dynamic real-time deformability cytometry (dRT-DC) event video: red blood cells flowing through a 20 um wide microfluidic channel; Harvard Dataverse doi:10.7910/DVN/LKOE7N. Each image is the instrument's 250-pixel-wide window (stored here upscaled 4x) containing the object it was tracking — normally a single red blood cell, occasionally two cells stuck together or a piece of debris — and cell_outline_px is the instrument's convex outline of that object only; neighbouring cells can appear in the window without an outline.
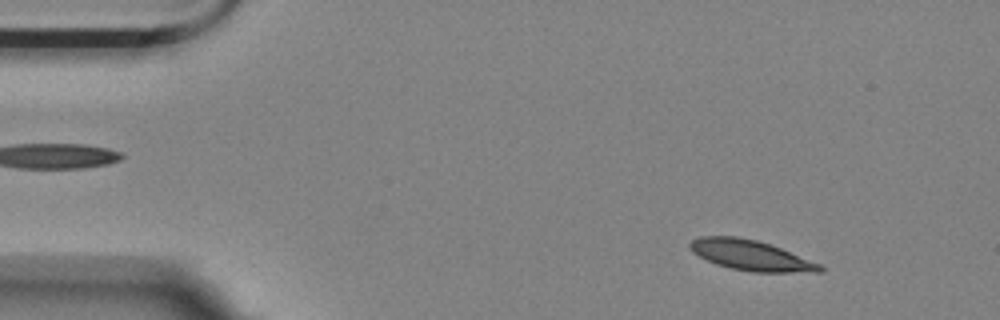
{"species": "Egyptian fruit bat (a non-hibernating species)", "species_latin": "Rousettus aegyptiacus", "temperature_condition": "room temperature", "stored_images_in_passage": 56, "camera_frame_rate_fps": 3000, "um_per_image_px": 0.085, "animal": {"sex": "female"}, "frame": {"image": 1, "passage_image": 6, "time_ms": 1.667, "image_size_px": [1000, 320], "cell_outline_px": [[824, 272], [752, 272], [732, 268], [716, 264], [692, 252], [688, 248], [688, 244], [692, 240], [700, 236], [736, 236], [756, 240], [780, 248], [820, 264], [824, 268]], "centroid_in_image_um": [63.79, 21.7], "position_along_channel_um": 21.2, "area_um2": 22.72}}
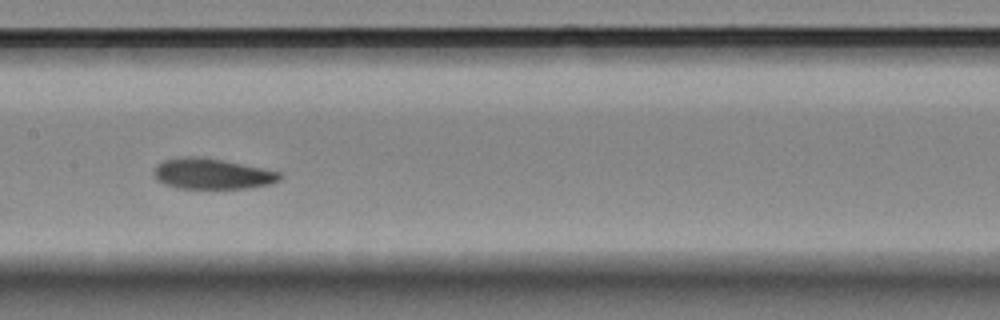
{"frame": {"image": 2, "passage_image": 27, "time_ms": 8.667, "image_size_px": [1000, 320], "cell_outline_px": [[284, 176], [280, 180], [272, 184], [248, 188], [176, 188], [164, 184], [156, 180], [152, 172], [156, 164], [164, 160], [180, 156], [196, 156], [224, 160], [264, 168], [280, 172]], "centroid_in_image_um": [18.02, 14.77], "position_along_channel_um": 189.4, "area_um2": 22.89}}
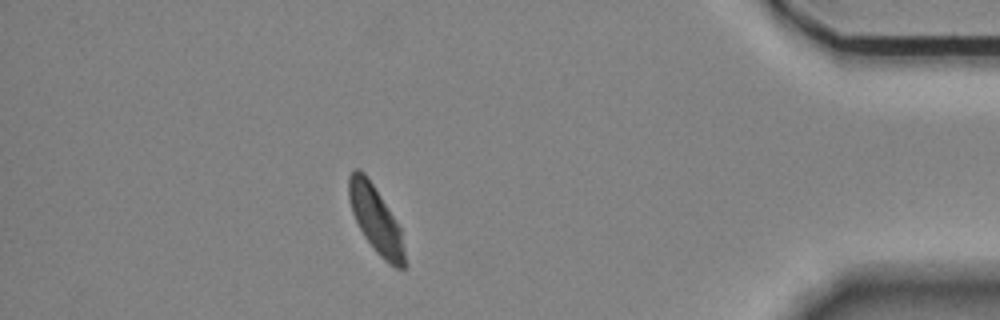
{"frame": {"image": 3, "passage_image": 49, "time_ms": 16.0, "image_size_px": [1000, 320], "cell_outline_px": [[404, 268], [396, 268], [388, 264], [376, 252], [364, 236], [352, 212], [348, 196], [348, 176], [356, 168], [360, 168], [364, 172], [380, 196], [400, 228], [404, 252]], "centroid_in_image_um": [31.9, 18.65], "position_along_channel_um": 403.3, "area_um2": 21.15}, "authors_computed_cell_mechanics": {"area_um2": 22.7732, "velocity_mm_per_s": 3.519, "shape_relaxation_time_tau1_ms": 4.6001, "shape_relaxation_time_tau2_ms": 0.9259, "deformation_change_tau1": 0.1229, "deformation_change_tau2": 0.049}}